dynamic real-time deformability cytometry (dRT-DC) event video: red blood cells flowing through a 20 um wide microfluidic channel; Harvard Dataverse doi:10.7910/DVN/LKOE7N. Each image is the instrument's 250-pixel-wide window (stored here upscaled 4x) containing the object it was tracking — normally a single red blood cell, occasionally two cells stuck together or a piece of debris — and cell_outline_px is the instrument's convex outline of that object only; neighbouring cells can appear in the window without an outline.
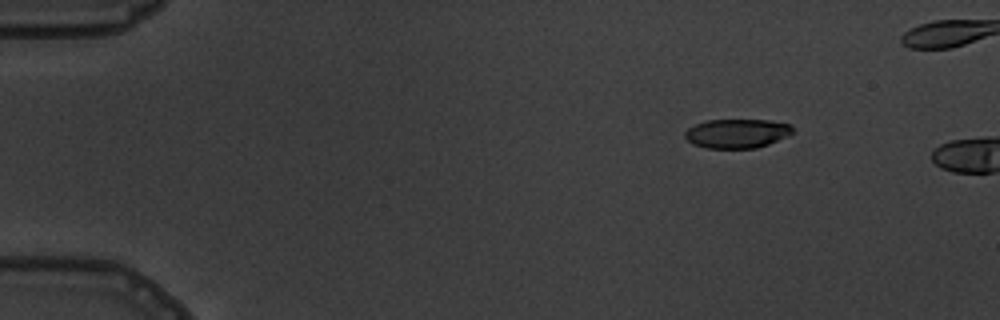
{"species": "common noctule bat (a hibernating species)", "species_latin": "Nyctalus noctula", "temperature_condition": "warm", "stored_images_in_passage": 3, "camera_frame_rate_fps": 3000, "um_per_image_px": 0.085, "animal": {"sex": "male", "body_mass_g": 19.5, "forearm_length_mm": 54.6}, "frame": {"image": 1, "passage_image": 2, "time_ms": 1.0, "image_size_px": [1000, 320], "cell_outline_px": [[792, 132], [788, 136], [768, 144], [756, 148], [708, 148], [692, 144], [684, 136], [684, 132], [688, 128], [696, 124], [708, 120], [768, 120], [788, 124], [792, 128]], "centroid_in_image_um": [62.61, 11.35], "position_along_channel_um": 22.4, "area_um2": 18.15}}